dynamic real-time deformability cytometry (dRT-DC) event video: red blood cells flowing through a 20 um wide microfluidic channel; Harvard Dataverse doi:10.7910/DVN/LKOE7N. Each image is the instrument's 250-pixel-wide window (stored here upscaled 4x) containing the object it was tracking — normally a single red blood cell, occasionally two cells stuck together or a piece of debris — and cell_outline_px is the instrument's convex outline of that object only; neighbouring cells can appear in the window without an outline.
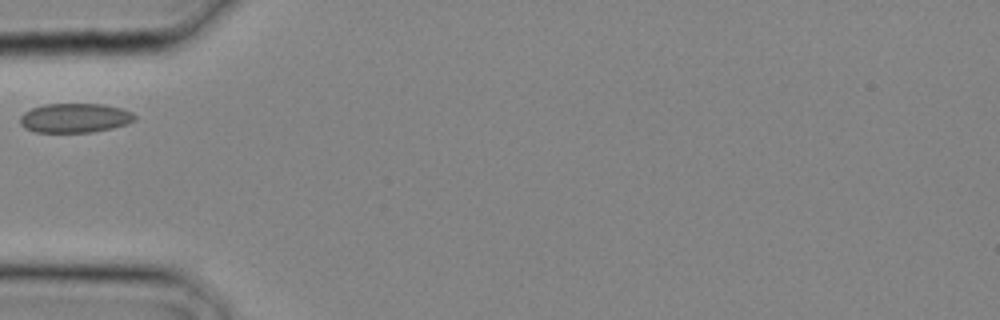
{"species": "common noctule bat (a hibernating species)", "species_latin": "Nyctalus noctula", "temperature_condition": "cold", "stored_images_in_passage": 3, "camera_frame_rate_fps": 3000, "um_per_image_px": 0.085, "animal": {"sex": "male", "body_mass_g": 20.4}, "frame": {"image": 1, "passage_image": 3, "time_ms": 0.667, "image_size_px": [1000, 320], "cell_outline_px": [[136, 120], [128, 124], [112, 128], [92, 132], [36, 132], [24, 128], [20, 124], [20, 116], [24, 112], [32, 108], [44, 104], [104, 104], [120, 108], [132, 112], [136, 116]], "centroid_in_image_um": [6.37, 10.03], "position_along_channel_um": 78.6, "area_um2": 19.71}}